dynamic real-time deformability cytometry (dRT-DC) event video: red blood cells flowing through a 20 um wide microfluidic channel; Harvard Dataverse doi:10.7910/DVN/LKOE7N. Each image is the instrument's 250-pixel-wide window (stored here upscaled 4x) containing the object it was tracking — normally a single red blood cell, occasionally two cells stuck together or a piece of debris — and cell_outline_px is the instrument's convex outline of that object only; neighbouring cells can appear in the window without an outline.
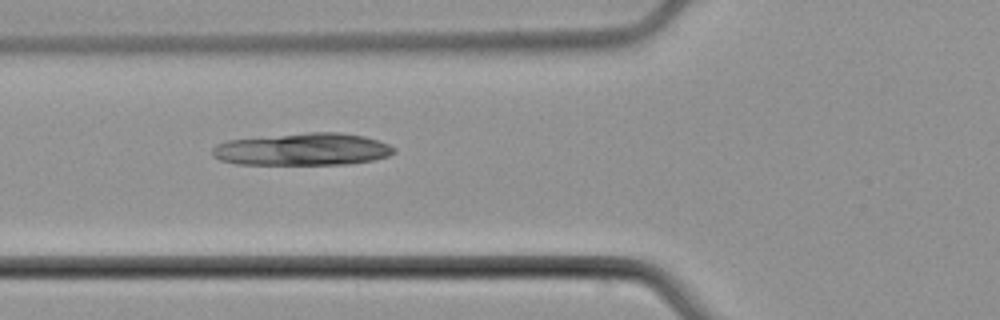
{"species": "common noctule bat (a hibernating species)", "species_latin": "Nyctalus noctula", "temperature_condition": "cold", "stored_images_in_passage": 5, "camera_frame_rate_fps": 3000, "um_per_image_px": 0.085, "animal": {"sex": "male", "body_mass_g": 21.5, "forearm_length_mm": 52.0}, "frame": {"image": 1, "passage_image": 5, "time_ms": 5.667, "image_size_px": [1000, 320], "cell_outline_px": [[396, 152], [388, 156], [372, 160], [348, 164], [236, 164], [220, 160], [212, 156], [212, 148], [216, 144], [228, 140], [308, 132], [340, 132], [364, 136], [388, 144], [396, 148]], "centroid_in_image_um": [25.72, 12.69], "position_along_channel_um": 100.1, "area_um2": 34.22}}